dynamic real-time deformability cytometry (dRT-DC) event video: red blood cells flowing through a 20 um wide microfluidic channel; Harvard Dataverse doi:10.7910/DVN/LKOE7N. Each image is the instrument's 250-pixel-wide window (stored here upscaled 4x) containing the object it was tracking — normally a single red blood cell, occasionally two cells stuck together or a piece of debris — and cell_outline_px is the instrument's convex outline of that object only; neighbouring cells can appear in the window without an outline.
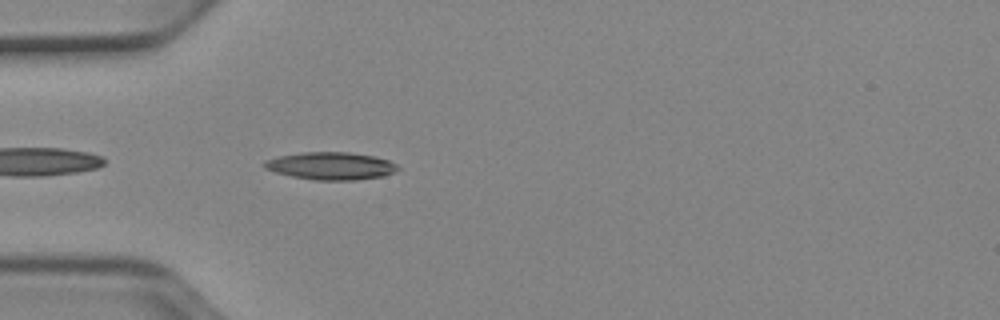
{"species": "Egyptian fruit bat (a non-hibernating species)", "species_latin": "Rousettus aegyptiacus", "temperature_condition": "cold", "stored_images_in_passage": 8, "camera_frame_rate_fps": 3000, "um_per_image_px": 0.085, "animal": {"sex": "female"}, "frame": {"image": 1, "passage_image": 2, "time_ms": 0.333, "image_size_px": [1000, 320], "cell_outline_px": [[400, 168], [396, 172], [384, 176], [356, 180], [316, 180], [292, 176], [276, 172], [264, 168], [260, 164], [264, 160], [280, 156], [304, 152], [348, 152], [372, 156], [388, 160], [396, 164]], "centroid_in_image_um": [28.12, 14.1], "position_along_channel_um": 56.9, "area_um2": 21.44}}
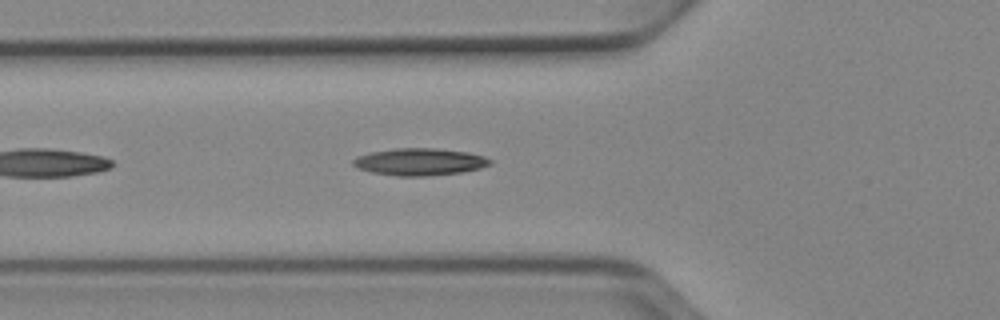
{"frame": {"image": 2, "passage_image": 5, "time_ms": 1.333, "image_size_px": [1000, 320], "cell_outline_px": [[492, 164], [480, 168], [460, 172], [428, 176], [396, 176], [372, 172], [360, 168], [352, 164], [352, 160], [356, 156], [372, 152], [396, 148], [436, 148], [468, 152], [484, 156], [492, 160]], "centroid_in_image_um": [35.69, 13.75], "position_along_channel_um": 90.1, "area_um2": 21.62}}